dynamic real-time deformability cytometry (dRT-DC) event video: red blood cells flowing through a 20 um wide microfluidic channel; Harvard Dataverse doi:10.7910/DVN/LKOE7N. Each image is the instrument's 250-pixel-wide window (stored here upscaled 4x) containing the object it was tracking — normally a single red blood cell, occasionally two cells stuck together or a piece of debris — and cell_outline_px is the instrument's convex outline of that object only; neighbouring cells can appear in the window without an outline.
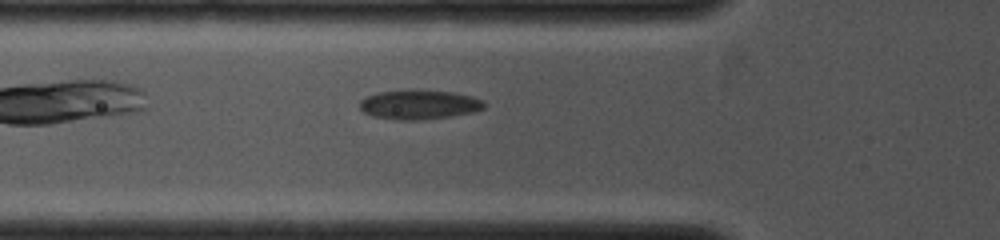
{"species": "common noctule bat (a hibernating species)", "species_latin": "Nyctalus noctula", "temperature_condition": "cold", "stored_images_in_passage": 19, "camera_frame_rate_fps": 4000, "um_per_image_px": 0.085, "animal": {"sex": "female", "body_mass_g": 19.0, "forearm_length_mm": 53.3}, "frame": {"image": 1, "passage_image": 4, "time_ms": 1.25, "image_size_px": [1000, 240], "cell_outline_px": [[484, 108], [476, 112], [452, 116], [420, 120], [396, 120], [372, 116], [364, 112], [360, 108], [360, 100], [368, 96], [380, 92], [412, 88], [452, 92], [472, 96], [484, 100]], "centroid_in_image_um": [35.64, 8.88], "position_along_channel_um": 90.2, "area_um2": 21.73}}
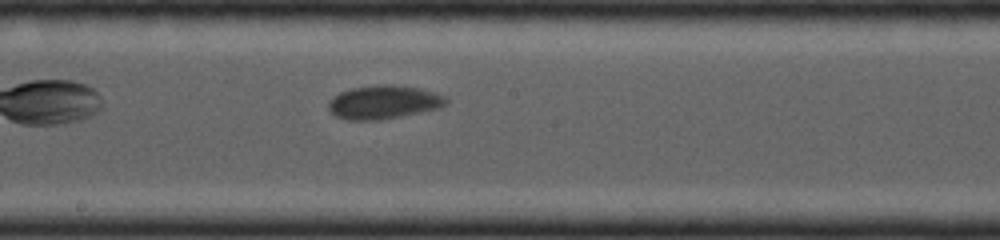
{"frame": {"image": 2, "passage_image": 12, "time_ms": 3.75, "image_size_px": [1000, 240], "cell_outline_px": [[448, 100], [440, 108], [380, 120], [348, 120], [336, 116], [328, 108], [328, 100], [340, 92], [352, 88], [376, 84], [392, 84], [416, 88], [436, 92], [444, 96]], "centroid_in_image_um": [32.59, 8.68], "position_along_channel_um": 215.6, "area_um2": 22.95}}
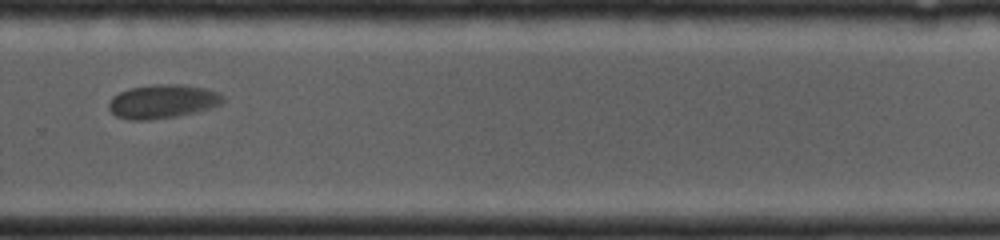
{"frame": {"image": 3, "passage_image": 17, "time_ms": 5.75, "image_size_px": [1000, 240], "cell_outline_px": [[224, 100], [220, 104], [212, 108], [196, 112], [176, 116], [148, 120], [128, 120], [116, 116], [108, 108], [108, 104], [112, 96], [128, 88], [152, 84], [180, 84], [204, 88], [220, 92], [224, 96]], "centroid_in_image_um": [13.82, 8.62], "position_along_channel_um": 316.0, "area_um2": 22.72}}